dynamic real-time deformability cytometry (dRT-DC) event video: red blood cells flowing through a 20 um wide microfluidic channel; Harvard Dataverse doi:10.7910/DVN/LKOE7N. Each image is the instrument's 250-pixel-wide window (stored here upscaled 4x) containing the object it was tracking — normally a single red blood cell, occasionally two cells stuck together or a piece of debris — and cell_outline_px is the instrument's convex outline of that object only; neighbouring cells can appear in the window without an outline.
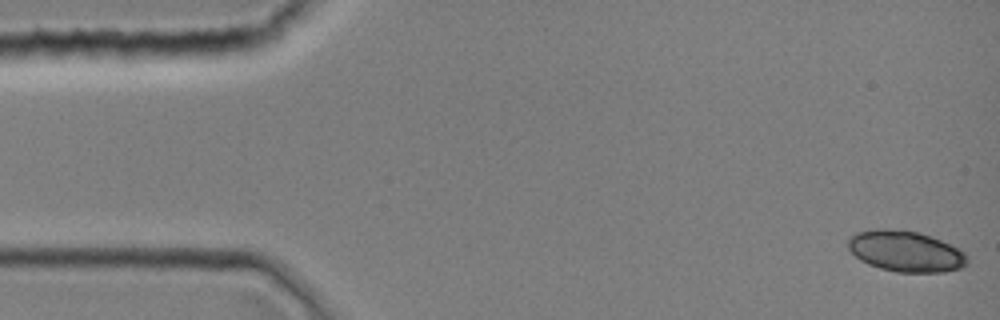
{"species": "common noctule bat (a hibernating species)", "species_latin": "Nyctalus noctula", "temperature_condition": "room temperature", "stored_images_in_passage": 12, "camera_frame_rate_fps": 3000, "um_per_image_px": 0.085, "animal": {"sex": "female", "body_mass_g": 19.0, "forearm_length_mm": 51.5}, "frame": {"image": 1, "passage_image": 1, "time_ms": 0.0, "image_size_px": [1000, 320], "cell_outline_px": [[968, 264], [960, 268], [944, 272], [896, 272], [880, 268], [868, 264], [860, 260], [848, 248], [848, 240], [856, 232], [876, 228], [900, 228], [920, 232], [940, 240], [964, 252], [968, 256]], "centroid_in_image_um": [76.97, 21.34], "position_along_channel_um": 8.0, "area_um2": 28.61}}